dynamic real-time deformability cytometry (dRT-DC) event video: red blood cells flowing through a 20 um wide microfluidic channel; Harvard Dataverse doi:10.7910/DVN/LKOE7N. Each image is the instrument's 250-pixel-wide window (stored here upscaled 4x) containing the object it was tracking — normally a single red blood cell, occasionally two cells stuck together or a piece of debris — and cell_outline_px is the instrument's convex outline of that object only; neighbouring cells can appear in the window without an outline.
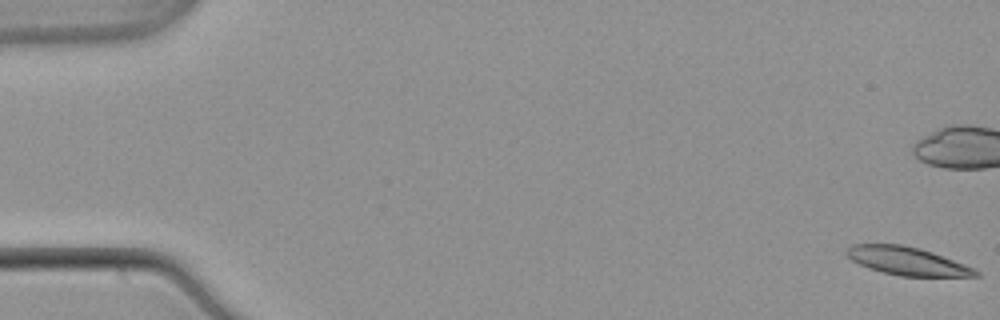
{"species": "common noctule bat (a hibernating species)", "species_latin": "Nyctalus noctula", "temperature_condition": "warm", "stored_images_in_passage": 55, "camera_frame_rate_fps": 3000, "um_per_image_px": 0.085, "animal": {"sex": "male", "body_mass_g": 21.5, "forearm_length_mm": 52.0}, "frame": {"image": 1, "passage_image": 1, "time_ms": 0.0, "image_size_px": [1000, 320], "cell_outline_px": [[980, 276], [900, 276], [868, 268], [852, 260], [844, 252], [852, 244], [900, 244], [920, 248], [932, 252], [964, 264], [980, 272]], "centroid_in_image_um": [77.09, 22.18], "position_along_channel_um": 7.9, "area_um2": 20.92}, "authors_computed_cell_mechanics": {"area_um2": 21.5016, "velocity_mm_per_s": 3.8224, "shape_relaxation_time_tau1_ms": null, "shape_relaxation_time_tau2_ms": 8.6699, "deformation_change_tau1": null, "deformation_change_tau2": 0.1797}}